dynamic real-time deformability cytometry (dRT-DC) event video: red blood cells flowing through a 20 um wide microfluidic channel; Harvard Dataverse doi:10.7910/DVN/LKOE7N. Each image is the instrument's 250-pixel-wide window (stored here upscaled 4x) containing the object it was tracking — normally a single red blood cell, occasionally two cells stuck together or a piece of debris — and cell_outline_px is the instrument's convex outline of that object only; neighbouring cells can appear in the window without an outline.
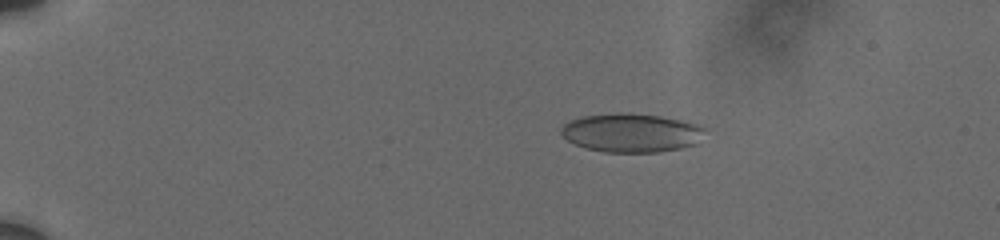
{"species": "human", "species_latin": "Homo sapiens", "temperature_condition": "cold", "stored_images_in_passage": 64, "camera_frame_rate_fps": 3000, "um_per_image_px": 0.085, "donor": {"sex": "male"}, "frame": {"image": 1, "passage_image": 10, "time_ms": 2.333, "image_size_px": [1000, 240], "cell_outline_px": [[708, 128], [696, 144], [680, 148], [656, 152], [604, 152], [584, 148], [568, 140], [560, 132], [560, 128], [564, 124], [572, 120], [584, 116], [620, 112], [660, 116], [680, 120], [696, 124]], "centroid_in_image_um": [53.67, 11.29], "position_along_channel_um": 31.3, "area_um2": 32.37}}
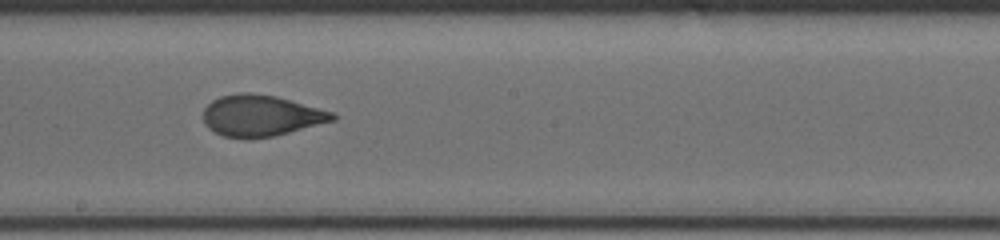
{"frame": {"image": 2, "passage_image": 40, "time_ms": 10.0, "image_size_px": [1000, 240], "cell_outline_px": [[336, 120], [272, 136], [248, 140], [224, 136], [208, 128], [204, 124], [204, 108], [212, 100], [220, 96], [240, 92], [248, 92], [276, 96], [332, 112], [336, 116]], "centroid_in_image_um": [22.14, 9.84], "position_along_channel_um": 226.1, "area_um2": 30.98}}
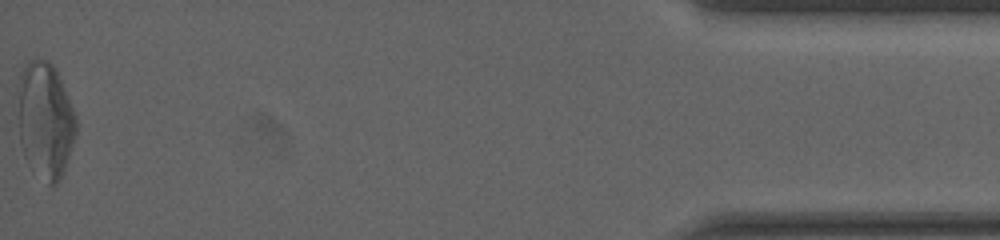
{"frame": {"image": 3, "passage_image": 64, "time_ms": 17.667, "image_size_px": [1000, 240], "cell_outline_px": [[76, 136], [60, 180], [56, 184], [48, 184], [32, 172], [24, 156], [20, 144], [16, 88], [16, 84], [20, 72], [36, 56], [48, 60], [56, 68], [76, 116]], "centroid_in_image_um": [3.81, 10.2], "position_along_channel_um": 431.4, "area_um2": 40.23}, "authors_computed_cell_mechanics": {"area_um2": 32.2813, "velocity_mm_per_s": 3.712, "shape_relaxation_time_tau1_ms": null, "shape_relaxation_time_tau2_ms": 0.8433, "deformation_change_tau1": null, "deformation_change_tau2": 0.0528}}